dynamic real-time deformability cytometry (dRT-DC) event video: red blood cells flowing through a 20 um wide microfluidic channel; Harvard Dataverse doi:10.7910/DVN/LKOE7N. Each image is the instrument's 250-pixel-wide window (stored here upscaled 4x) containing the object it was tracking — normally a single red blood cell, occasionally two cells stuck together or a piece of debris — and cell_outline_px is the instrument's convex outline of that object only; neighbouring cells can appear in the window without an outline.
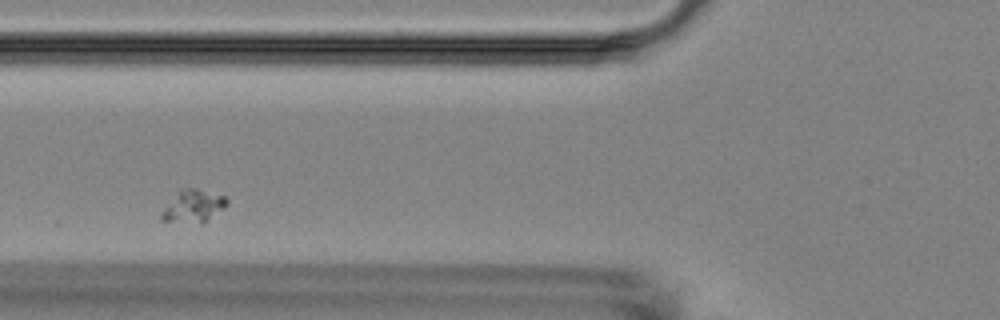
{"species": "Egyptian fruit bat (a non-hibernating species)", "species_latin": "Rousettus aegyptiacus", "temperature_condition": "room temperature", "stored_images_in_passage": 3, "camera_frame_rate_fps": 3000, "um_per_image_px": 0.085, "animal": {"sex": "female"}, "frame": {"image": 1, "passage_image": 2, "time_ms": 1.333, "image_size_px": [1000, 320], "cell_outline_px": [[228, 204], [224, 208], [204, 224], [200, 224], [160, 220], [160, 212], [180, 188], [196, 188], [224, 196], [228, 200]], "centroid_in_image_um": [16.42, 17.54], "position_along_channel_um": 109.4, "area_um2": 12.6}}